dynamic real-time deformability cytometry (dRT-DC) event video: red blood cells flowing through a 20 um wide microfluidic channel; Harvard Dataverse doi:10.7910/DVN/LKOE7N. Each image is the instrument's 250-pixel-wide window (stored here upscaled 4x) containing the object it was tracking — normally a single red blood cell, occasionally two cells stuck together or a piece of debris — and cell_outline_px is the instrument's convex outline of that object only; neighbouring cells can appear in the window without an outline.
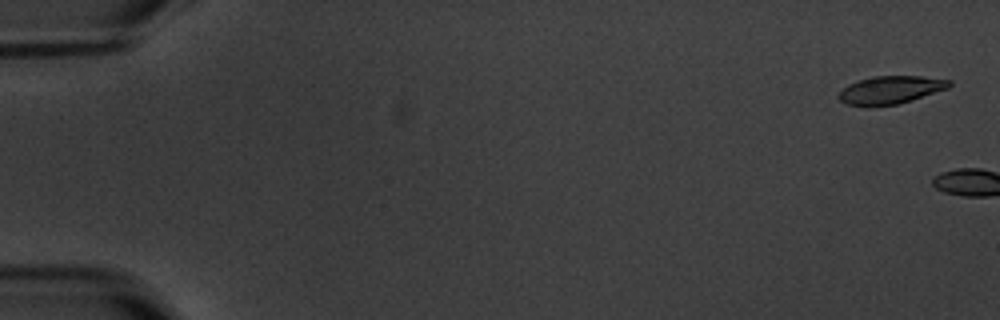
{"species": "common noctule bat (a hibernating species)", "species_latin": "Nyctalus noctula", "temperature_condition": "warm", "stored_images_in_passage": 7, "camera_frame_rate_fps": 3000, "um_per_image_px": 0.085, "animal": {"sex": "male", "body_mass_g": 20.1, "forearm_length_mm": 53.5}, "frame": {"image": 1, "passage_image": 1, "time_ms": 0.0, "image_size_px": [1000, 320], "cell_outline_px": [[952, 84], [948, 88], [896, 104], [868, 108], [848, 104], [840, 100], [836, 96], [848, 84], [860, 80], [876, 76], [920, 76], [952, 80]], "centroid_in_image_um": [75.66, 7.66], "position_along_channel_um": 9.3, "area_um2": 17.92}}